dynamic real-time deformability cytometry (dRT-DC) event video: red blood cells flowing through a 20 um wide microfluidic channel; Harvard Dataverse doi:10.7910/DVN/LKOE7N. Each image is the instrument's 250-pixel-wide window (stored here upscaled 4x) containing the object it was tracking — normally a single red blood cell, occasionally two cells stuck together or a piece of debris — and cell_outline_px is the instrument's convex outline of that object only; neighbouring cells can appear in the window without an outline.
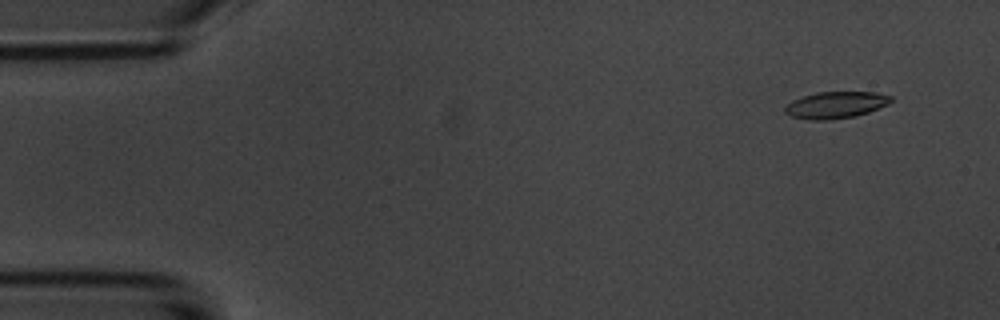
{"species": "common noctule bat (a hibernating species)", "species_latin": "Nyctalus noctula", "temperature_condition": "room temperature", "stored_images_in_passage": 9, "camera_frame_rate_fps": 3000, "um_per_image_px": 0.085, "animal": {"sex": "male", "body_mass_g": 20.1, "forearm_length_mm": 53.5}, "frame": {"image": 1, "passage_image": 1, "time_ms": 0.0, "image_size_px": [1000, 320], "cell_outline_px": [[892, 100], [888, 104], [868, 112], [856, 116], [828, 120], [812, 120], [792, 116], [784, 112], [784, 108], [792, 100], [816, 92], [876, 92], [892, 96]], "centroid_in_image_um": [71.04, 8.92], "position_along_channel_um": 14.0, "area_um2": 16.42}}
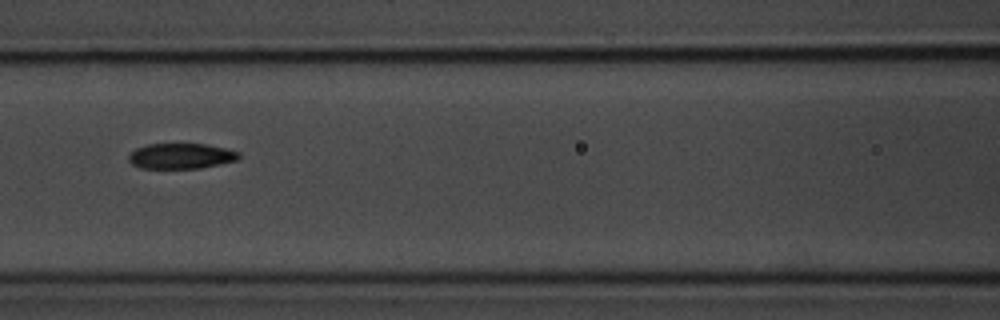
{"frame": {"image": 2, "passage_image": 7, "time_ms": 6.667, "image_size_px": [1000, 320], "cell_outline_px": [[240, 156], [236, 160], [220, 164], [200, 168], [140, 168], [132, 164], [128, 160], [128, 156], [136, 148], [148, 144], [208, 144], [240, 152]], "centroid_in_image_um": [15.38, 13.26], "position_along_channel_um": 151.2, "area_um2": 16.3}}
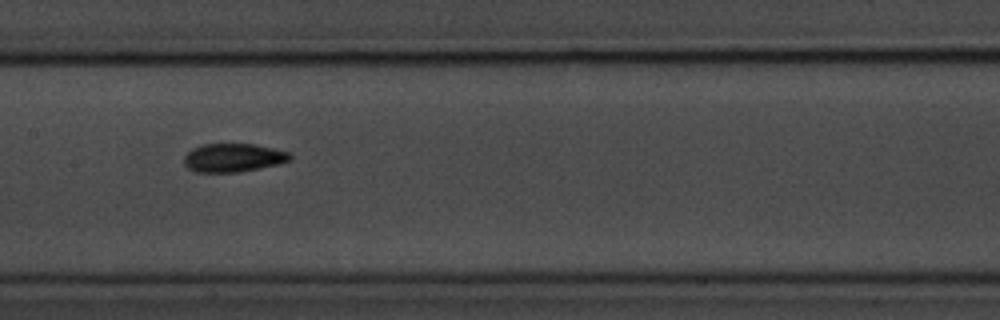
{"frame": {"image": 3, "passage_image": 8, "time_ms": 7.667, "image_size_px": [1000, 320], "cell_outline_px": [[292, 156], [288, 160], [276, 164], [260, 168], [240, 172], [196, 172], [188, 168], [184, 164], [184, 156], [192, 148], [204, 144], [256, 144], [288, 152]], "centroid_in_image_um": [19.78, 13.4], "position_along_channel_um": 187.6, "area_um2": 17.46}}